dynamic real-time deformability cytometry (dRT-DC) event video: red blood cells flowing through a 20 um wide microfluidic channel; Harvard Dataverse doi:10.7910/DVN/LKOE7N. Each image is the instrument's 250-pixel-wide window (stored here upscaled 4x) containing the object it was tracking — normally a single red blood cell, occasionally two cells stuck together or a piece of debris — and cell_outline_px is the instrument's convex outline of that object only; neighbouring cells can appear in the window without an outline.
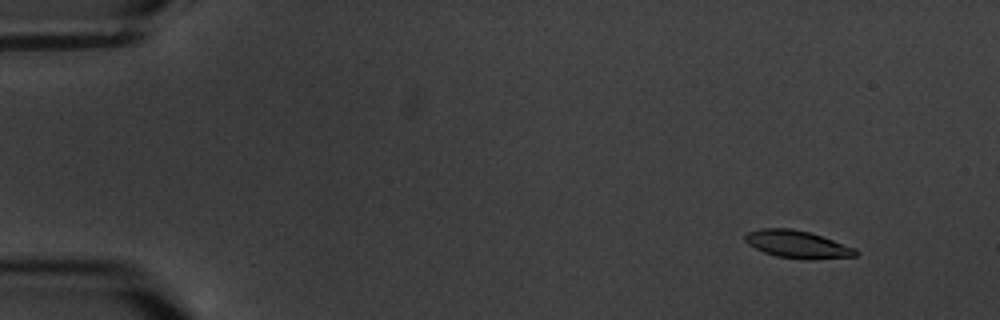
{"species": "common noctule bat (a hibernating species)", "species_latin": "Nyctalus noctula", "temperature_condition": "warm", "stored_images_in_passage": 6, "camera_frame_rate_fps": 3000, "um_per_image_px": 0.085, "animal": {"sex": "male", "body_mass_g": 20.1, "forearm_length_mm": 53.5}, "frame": {"image": 1, "passage_image": 1, "time_ms": 0.0, "image_size_px": [1000, 320], "cell_outline_px": [[860, 252], [856, 256], [776, 256], [764, 252], [748, 244], [744, 240], [744, 236], [748, 232], [760, 228], [792, 228], [824, 236], [856, 248]], "centroid_in_image_um": [67.72, 20.69], "position_along_channel_um": 17.3, "area_um2": 16.76}}
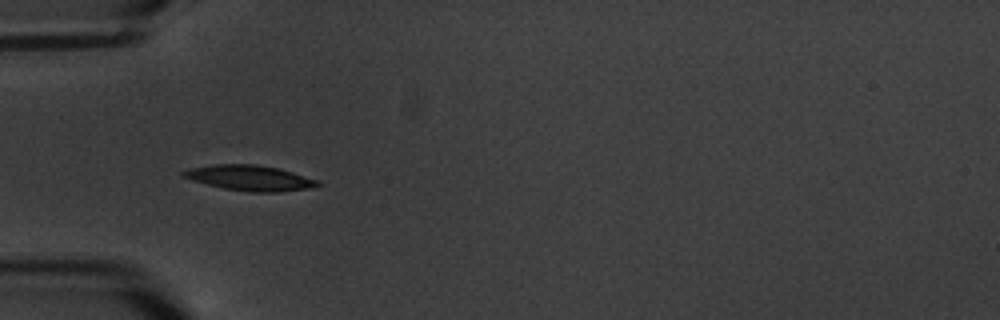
{"frame": {"image": 2, "passage_image": 5, "time_ms": 4.667, "image_size_px": [1000, 320], "cell_outline_px": [[320, 184], [308, 188], [280, 192], [248, 192], [224, 188], [192, 180], [180, 176], [180, 172], [192, 168], [212, 164], [256, 164], [280, 168], [320, 180]], "centroid_in_image_um": [21.24, 15.12], "position_along_channel_um": 63.8, "area_um2": 19.94}}